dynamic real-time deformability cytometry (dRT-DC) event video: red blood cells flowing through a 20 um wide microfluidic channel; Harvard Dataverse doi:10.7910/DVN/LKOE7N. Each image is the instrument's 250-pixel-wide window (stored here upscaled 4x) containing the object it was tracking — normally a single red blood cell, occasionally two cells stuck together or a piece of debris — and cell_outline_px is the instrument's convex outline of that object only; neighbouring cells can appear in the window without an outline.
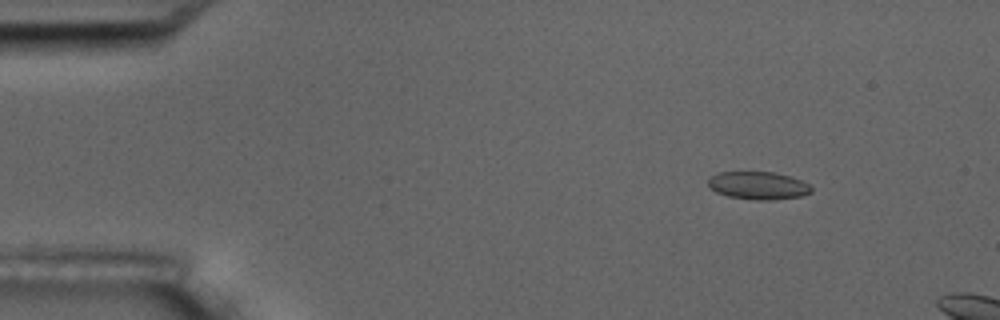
{"species": "common noctule bat (a hibernating species)", "species_latin": "Nyctalus noctula", "temperature_condition": "room temperature", "stored_images_in_passage": 5, "camera_frame_rate_fps": 3000, "um_per_image_px": 0.085, "animal": {"sex": "male", "body_mass_g": 17.5, "forearm_length_mm": 52.3}, "frame": {"image": 1, "passage_image": 3, "time_ms": 2.0, "image_size_px": [1000, 320], "cell_outline_px": [[812, 192], [800, 196], [772, 200], [756, 200], [728, 196], [716, 192], [708, 184], [708, 180], [712, 176], [720, 172], [776, 172], [792, 176], [808, 184], [812, 188]], "centroid_in_image_um": [64.47, 15.76], "position_along_channel_um": 20.5, "area_um2": 16.65}}